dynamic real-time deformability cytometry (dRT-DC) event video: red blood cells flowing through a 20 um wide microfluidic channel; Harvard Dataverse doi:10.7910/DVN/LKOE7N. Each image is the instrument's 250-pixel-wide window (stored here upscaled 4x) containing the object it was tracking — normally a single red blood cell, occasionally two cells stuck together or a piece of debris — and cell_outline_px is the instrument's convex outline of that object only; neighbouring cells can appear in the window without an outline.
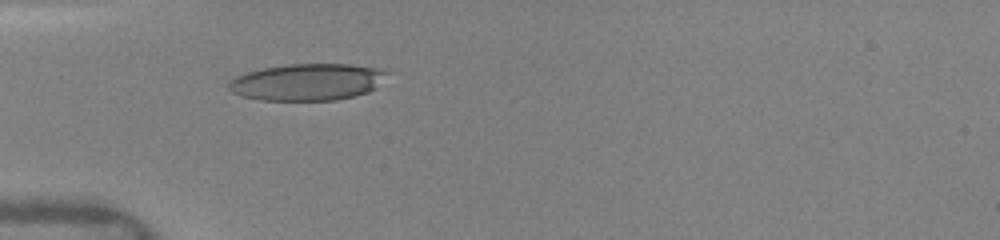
{"species": "human", "species_latin": "Homo sapiens", "temperature_condition": "warm", "stored_images_in_passage": 7, "camera_frame_rate_fps": 3000, "um_per_image_px": 0.085, "donor": {"sex": "female"}, "frame": {"image": 1, "passage_image": 1, "time_ms": 0.0, "image_size_px": [1000, 240], "cell_outline_px": [[388, 72], [376, 88], [368, 92], [336, 100], [260, 100], [240, 96], [232, 92], [228, 88], [228, 84], [236, 76], [260, 68], [284, 64], [348, 64], [380, 68]], "centroid_in_image_um": [26.1, 6.97], "position_along_channel_um": 58.9, "area_um2": 33.99}}